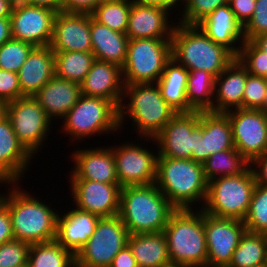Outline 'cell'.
<instances>
[{
  "instance_id": "3957f363",
  "label": "cell",
  "mask_w": 267,
  "mask_h": 267,
  "mask_svg": "<svg viewBox=\"0 0 267 267\" xmlns=\"http://www.w3.org/2000/svg\"><path fill=\"white\" fill-rule=\"evenodd\" d=\"M175 210L155 183L121 188L118 216L129 234L163 232Z\"/></svg>"
},
{
  "instance_id": "44dd1931",
  "label": "cell",
  "mask_w": 267,
  "mask_h": 267,
  "mask_svg": "<svg viewBox=\"0 0 267 267\" xmlns=\"http://www.w3.org/2000/svg\"><path fill=\"white\" fill-rule=\"evenodd\" d=\"M169 13L168 8L145 6L132 0L126 35L129 39H171L177 23H173L175 19L169 21Z\"/></svg>"
},
{
  "instance_id": "e0dca14e",
  "label": "cell",
  "mask_w": 267,
  "mask_h": 267,
  "mask_svg": "<svg viewBox=\"0 0 267 267\" xmlns=\"http://www.w3.org/2000/svg\"><path fill=\"white\" fill-rule=\"evenodd\" d=\"M68 181L71 186V197L74 198L72 205L101 218L118 215L121 191L119 183H100L90 180Z\"/></svg>"
},
{
  "instance_id": "91938a15",
  "label": "cell",
  "mask_w": 267,
  "mask_h": 267,
  "mask_svg": "<svg viewBox=\"0 0 267 267\" xmlns=\"http://www.w3.org/2000/svg\"><path fill=\"white\" fill-rule=\"evenodd\" d=\"M124 0H99V3H103V2H121Z\"/></svg>"
},
{
  "instance_id": "f1b7e54d",
  "label": "cell",
  "mask_w": 267,
  "mask_h": 267,
  "mask_svg": "<svg viewBox=\"0 0 267 267\" xmlns=\"http://www.w3.org/2000/svg\"><path fill=\"white\" fill-rule=\"evenodd\" d=\"M90 34L95 60L111 62L122 68L127 56L128 36L100 24L91 14Z\"/></svg>"
},
{
  "instance_id": "f546056e",
  "label": "cell",
  "mask_w": 267,
  "mask_h": 267,
  "mask_svg": "<svg viewBox=\"0 0 267 267\" xmlns=\"http://www.w3.org/2000/svg\"><path fill=\"white\" fill-rule=\"evenodd\" d=\"M128 245L138 267H172L163 232L130 234Z\"/></svg>"
},
{
  "instance_id": "8d00e7d4",
  "label": "cell",
  "mask_w": 267,
  "mask_h": 267,
  "mask_svg": "<svg viewBox=\"0 0 267 267\" xmlns=\"http://www.w3.org/2000/svg\"><path fill=\"white\" fill-rule=\"evenodd\" d=\"M131 4L132 0L99 3L91 17L112 30L126 34Z\"/></svg>"
},
{
  "instance_id": "be15d7a7",
  "label": "cell",
  "mask_w": 267,
  "mask_h": 267,
  "mask_svg": "<svg viewBox=\"0 0 267 267\" xmlns=\"http://www.w3.org/2000/svg\"><path fill=\"white\" fill-rule=\"evenodd\" d=\"M74 267H84V266H80V265H77L76 263L74 264Z\"/></svg>"
},
{
  "instance_id": "cb8c5ba5",
  "label": "cell",
  "mask_w": 267,
  "mask_h": 267,
  "mask_svg": "<svg viewBox=\"0 0 267 267\" xmlns=\"http://www.w3.org/2000/svg\"><path fill=\"white\" fill-rule=\"evenodd\" d=\"M61 215L58 214L55 240L76 256L93 235L101 217L77 207Z\"/></svg>"
},
{
  "instance_id": "6da1fadb",
  "label": "cell",
  "mask_w": 267,
  "mask_h": 267,
  "mask_svg": "<svg viewBox=\"0 0 267 267\" xmlns=\"http://www.w3.org/2000/svg\"><path fill=\"white\" fill-rule=\"evenodd\" d=\"M8 185L12 189L0 194V199L9 209L14 238L30 245L55 240L59 212L41 202L40 197H33L32 193L20 189L18 183Z\"/></svg>"
},
{
  "instance_id": "680465c9",
  "label": "cell",
  "mask_w": 267,
  "mask_h": 267,
  "mask_svg": "<svg viewBox=\"0 0 267 267\" xmlns=\"http://www.w3.org/2000/svg\"><path fill=\"white\" fill-rule=\"evenodd\" d=\"M261 110L267 116V85H266L265 101Z\"/></svg>"
},
{
  "instance_id": "9c48e42d",
  "label": "cell",
  "mask_w": 267,
  "mask_h": 267,
  "mask_svg": "<svg viewBox=\"0 0 267 267\" xmlns=\"http://www.w3.org/2000/svg\"><path fill=\"white\" fill-rule=\"evenodd\" d=\"M171 58V39H129L122 67L124 84L156 83Z\"/></svg>"
},
{
  "instance_id": "52a82bcc",
  "label": "cell",
  "mask_w": 267,
  "mask_h": 267,
  "mask_svg": "<svg viewBox=\"0 0 267 267\" xmlns=\"http://www.w3.org/2000/svg\"><path fill=\"white\" fill-rule=\"evenodd\" d=\"M256 184L250 166L241 174L210 180L201 209L212 216L243 221Z\"/></svg>"
},
{
  "instance_id": "ac0fdd59",
  "label": "cell",
  "mask_w": 267,
  "mask_h": 267,
  "mask_svg": "<svg viewBox=\"0 0 267 267\" xmlns=\"http://www.w3.org/2000/svg\"><path fill=\"white\" fill-rule=\"evenodd\" d=\"M228 149H234L228 116L225 113L199 111L197 144L196 151H192V160L203 164L210 155Z\"/></svg>"
},
{
  "instance_id": "ee69618b",
  "label": "cell",
  "mask_w": 267,
  "mask_h": 267,
  "mask_svg": "<svg viewBox=\"0 0 267 267\" xmlns=\"http://www.w3.org/2000/svg\"><path fill=\"white\" fill-rule=\"evenodd\" d=\"M245 40L267 33V0H256L255 10L243 26Z\"/></svg>"
},
{
  "instance_id": "c3c4849f",
  "label": "cell",
  "mask_w": 267,
  "mask_h": 267,
  "mask_svg": "<svg viewBox=\"0 0 267 267\" xmlns=\"http://www.w3.org/2000/svg\"><path fill=\"white\" fill-rule=\"evenodd\" d=\"M99 0H63L61 11L91 14Z\"/></svg>"
},
{
  "instance_id": "8992f818",
  "label": "cell",
  "mask_w": 267,
  "mask_h": 267,
  "mask_svg": "<svg viewBox=\"0 0 267 267\" xmlns=\"http://www.w3.org/2000/svg\"><path fill=\"white\" fill-rule=\"evenodd\" d=\"M172 267H207L202 209L175 210L163 230Z\"/></svg>"
},
{
  "instance_id": "4fadbf2b",
  "label": "cell",
  "mask_w": 267,
  "mask_h": 267,
  "mask_svg": "<svg viewBox=\"0 0 267 267\" xmlns=\"http://www.w3.org/2000/svg\"><path fill=\"white\" fill-rule=\"evenodd\" d=\"M198 125L199 111L177 113L154 138L142 139L157 144L158 157L192 159V151H196Z\"/></svg>"
},
{
  "instance_id": "7bdbcfd3",
  "label": "cell",
  "mask_w": 267,
  "mask_h": 267,
  "mask_svg": "<svg viewBox=\"0 0 267 267\" xmlns=\"http://www.w3.org/2000/svg\"><path fill=\"white\" fill-rule=\"evenodd\" d=\"M267 80L262 76L247 75L243 93V109H261L265 101Z\"/></svg>"
},
{
  "instance_id": "7dc6e473",
  "label": "cell",
  "mask_w": 267,
  "mask_h": 267,
  "mask_svg": "<svg viewBox=\"0 0 267 267\" xmlns=\"http://www.w3.org/2000/svg\"><path fill=\"white\" fill-rule=\"evenodd\" d=\"M15 239L7 205L0 199V245Z\"/></svg>"
},
{
  "instance_id": "9f6ffc18",
  "label": "cell",
  "mask_w": 267,
  "mask_h": 267,
  "mask_svg": "<svg viewBox=\"0 0 267 267\" xmlns=\"http://www.w3.org/2000/svg\"><path fill=\"white\" fill-rule=\"evenodd\" d=\"M261 51L267 53V33L256 36L251 40Z\"/></svg>"
},
{
  "instance_id": "8fae6325",
  "label": "cell",
  "mask_w": 267,
  "mask_h": 267,
  "mask_svg": "<svg viewBox=\"0 0 267 267\" xmlns=\"http://www.w3.org/2000/svg\"><path fill=\"white\" fill-rule=\"evenodd\" d=\"M6 117L24 148L33 157L41 152L39 149L45 144L52 121L36 99L33 96H23L7 103Z\"/></svg>"
},
{
  "instance_id": "6125c7cd",
  "label": "cell",
  "mask_w": 267,
  "mask_h": 267,
  "mask_svg": "<svg viewBox=\"0 0 267 267\" xmlns=\"http://www.w3.org/2000/svg\"><path fill=\"white\" fill-rule=\"evenodd\" d=\"M255 267H267V263Z\"/></svg>"
},
{
  "instance_id": "2e32d148",
  "label": "cell",
  "mask_w": 267,
  "mask_h": 267,
  "mask_svg": "<svg viewBox=\"0 0 267 267\" xmlns=\"http://www.w3.org/2000/svg\"><path fill=\"white\" fill-rule=\"evenodd\" d=\"M56 13L47 7L22 2L14 4L10 16L12 38L34 47L49 46Z\"/></svg>"
},
{
  "instance_id": "4dcf8cb0",
  "label": "cell",
  "mask_w": 267,
  "mask_h": 267,
  "mask_svg": "<svg viewBox=\"0 0 267 267\" xmlns=\"http://www.w3.org/2000/svg\"><path fill=\"white\" fill-rule=\"evenodd\" d=\"M189 71L173 58L165 65L163 74L156 82L163 99L177 112L189 113L193 110L186 99V85Z\"/></svg>"
},
{
  "instance_id": "484cf974",
  "label": "cell",
  "mask_w": 267,
  "mask_h": 267,
  "mask_svg": "<svg viewBox=\"0 0 267 267\" xmlns=\"http://www.w3.org/2000/svg\"><path fill=\"white\" fill-rule=\"evenodd\" d=\"M248 71L237 58L215 78V96L209 112L226 113L242 108Z\"/></svg>"
},
{
  "instance_id": "bcb514c9",
  "label": "cell",
  "mask_w": 267,
  "mask_h": 267,
  "mask_svg": "<svg viewBox=\"0 0 267 267\" xmlns=\"http://www.w3.org/2000/svg\"><path fill=\"white\" fill-rule=\"evenodd\" d=\"M229 5L236 19L244 26L253 15L256 0H232Z\"/></svg>"
},
{
  "instance_id": "4316f807",
  "label": "cell",
  "mask_w": 267,
  "mask_h": 267,
  "mask_svg": "<svg viewBox=\"0 0 267 267\" xmlns=\"http://www.w3.org/2000/svg\"><path fill=\"white\" fill-rule=\"evenodd\" d=\"M81 96V85L54 75L33 97L53 121L63 120Z\"/></svg>"
},
{
  "instance_id": "9a60e30c",
  "label": "cell",
  "mask_w": 267,
  "mask_h": 267,
  "mask_svg": "<svg viewBox=\"0 0 267 267\" xmlns=\"http://www.w3.org/2000/svg\"><path fill=\"white\" fill-rule=\"evenodd\" d=\"M207 267H228L238 247L245 224L241 220L212 216L204 212Z\"/></svg>"
},
{
  "instance_id": "f35d334b",
  "label": "cell",
  "mask_w": 267,
  "mask_h": 267,
  "mask_svg": "<svg viewBox=\"0 0 267 267\" xmlns=\"http://www.w3.org/2000/svg\"><path fill=\"white\" fill-rule=\"evenodd\" d=\"M34 46L10 39L0 46V69L18 73Z\"/></svg>"
},
{
  "instance_id": "f5cc1de1",
  "label": "cell",
  "mask_w": 267,
  "mask_h": 267,
  "mask_svg": "<svg viewBox=\"0 0 267 267\" xmlns=\"http://www.w3.org/2000/svg\"><path fill=\"white\" fill-rule=\"evenodd\" d=\"M21 2L29 5L47 7L59 12L61 11L63 0H21Z\"/></svg>"
},
{
  "instance_id": "f907efd6",
  "label": "cell",
  "mask_w": 267,
  "mask_h": 267,
  "mask_svg": "<svg viewBox=\"0 0 267 267\" xmlns=\"http://www.w3.org/2000/svg\"><path fill=\"white\" fill-rule=\"evenodd\" d=\"M110 267H138L136 259L128 244L114 257Z\"/></svg>"
},
{
  "instance_id": "83f0119b",
  "label": "cell",
  "mask_w": 267,
  "mask_h": 267,
  "mask_svg": "<svg viewBox=\"0 0 267 267\" xmlns=\"http://www.w3.org/2000/svg\"><path fill=\"white\" fill-rule=\"evenodd\" d=\"M17 74L22 94L34 96L55 75L52 48L34 47Z\"/></svg>"
},
{
  "instance_id": "6f0895ef",
  "label": "cell",
  "mask_w": 267,
  "mask_h": 267,
  "mask_svg": "<svg viewBox=\"0 0 267 267\" xmlns=\"http://www.w3.org/2000/svg\"><path fill=\"white\" fill-rule=\"evenodd\" d=\"M6 117V103L0 101V121Z\"/></svg>"
},
{
  "instance_id": "b9f144b4",
  "label": "cell",
  "mask_w": 267,
  "mask_h": 267,
  "mask_svg": "<svg viewBox=\"0 0 267 267\" xmlns=\"http://www.w3.org/2000/svg\"><path fill=\"white\" fill-rule=\"evenodd\" d=\"M30 244L13 239L0 245V267L27 265Z\"/></svg>"
},
{
  "instance_id": "e575fe53",
  "label": "cell",
  "mask_w": 267,
  "mask_h": 267,
  "mask_svg": "<svg viewBox=\"0 0 267 267\" xmlns=\"http://www.w3.org/2000/svg\"><path fill=\"white\" fill-rule=\"evenodd\" d=\"M75 256L56 240L31 244L28 267H74Z\"/></svg>"
},
{
  "instance_id": "60d3db41",
  "label": "cell",
  "mask_w": 267,
  "mask_h": 267,
  "mask_svg": "<svg viewBox=\"0 0 267 267\" xmlns=\"http://www.w3.org/2000/svg\"><path fill=\"white\" fill-rule=\"evenodd\" d=\"M236 58L249 74L262 77L267 74V53L261 51L251 40H245Z\"/></svg>"
},
{
  "instance_id": "836d02e7",
  "label": "cell",
  "mask_w": 267,
  "mask_h": 267,
  "mask_svg": "<svg viewBox=\"0 0 267 267\" xmlns=\"http://www.w3.org/2000/svg\"><path fill=\"white\" fill-rule=\"evenodd\" d=\"M55 75L81 84L95 61L92 52H54Z\"/></svg>"
},
{
  "instance_id": "f6af8a7d",
  "label": "cell",
  "mask_w": 267,
  "mask_h": 267,
  "mask_svg": "<svg viewBox=\"0 0 267 267\" xmlns=\"http://www.w3.org/2000/svg\"><path fill=\"white\" fill-rule=\"evenodd\" d=\"M23 96L18 74L0 69V101L7 104Z\"/></svg>"
},
{
  "instance_id": "ab89813d",
  "label": "cell",
  "mask_w": 267,
  "mask_h": 267,
  "mask_svg": "<svg viewBox=\"0 0 267 267\" xmlns=\"http://www.w3.org/2000/svg\"><path fill=\"white\" fill-rule=\"evenodd\" d=\"M227 3V0H183V12L181 10L182 15L178 22L184 25H197L215 9Z\"/></svg>"
},
{
  "instance_id": "5b68a950",
  "label": "cell",
  "mask_w": 267,
  "mask_h": 267,
  "mask_svg": "<svg viewBox=\"0 0 267 267\" xmlns=\"http://www.w3.org/2000/svg\"><path fill=\"white\" fill-rule=\"evenodd\" d=\"M122 98L119 106L120 130L122 132L123 123L130 118L140 139L154 138L177 114L163 99L156 83L124 84ZM124 100L128 101L127 104Z\"/></svg>"
},
{
  "instance_id": "db71d44e",
  "label": "cell",
  "mask_w": 267,
  "mask_h": 267,
  "mask_svg": "<svg viewBox=\"0 0 267 267\" xmlns=\"http://www.w3.org/2000/svg\"><path fill=\"white\" fill-rule=\"evenodd\" d=\"M12 39L10 18H0V46Z\"/></svg>"
},
{
  "instance_id": "7c38bea8",
  "label": "cell",
  "mask_w": 267,
  "mask_h": 267,
  "mask_svg": "<svg viewBox=\"0 0 267 267\" xmlns=\"http://www.w3.org/2000/svg\"><path fill=\"white\" fill-rule=\"evenodd\" d=\"M121 144L111 145L120 187L154 184L157 175L158 147H155L157 151L154 153L142 147L141 143Z\"/></svg>"
},
{
  "instance_id": "ba28073f",
  "label": "cell",
  "mask_w": 267,
  "mask_h": 267,
  "mask_svg": "<svg viewBox=\"0 0 267 267\" xmlns=\"http://www.w3.org/2000/svg\"><path fill=\"white\" fill-rule=\"evenodd\" d=\"M63 119L62 131L65 130L76 143L92 135L114 134L120 130L119 108L112 101L100 97L81 95Z\"/></svg>"
},
{
  "instance_id": "5bb4252c",
  "label": "cell",
  "mask_w": 267,
  "mask_h": 267,
  "mask_svg": "<svg viewBox=\"0 0 267 267\" xmlns=\"http://www.w3.org/2000/svg\"><path fill=\"white\" fill-rule=\"evenodd\" d=\"M230 121L234 148L248 161L267 151V116L261 109H235L225 113Z\"/></svg>"
},
{
  "instance_id": "681fc988",
  "label": "cell",
  "mask_w": 267,
  "mask_h": 267,
  "mask_svg": "<svg viewBox=\"0 0 267 267\" xmlns=\"http://www.w3.org/2000/svg\"><path fill=\"white\" fill-rule=\"evenodd\" d=\"M257 184L267 186V151L250 162Z\"/></svg>"
},
{
  "instance_id": "7402d4cb",
  "label": "cell",
  "mask_w": 267,
  "mask_h": 267,
  "mask_svg": "<svg viewBox=\"0 0 267 267\" xmlns=\"http://www.w3.org/2000/svg\"><path fill=\"white\" fill-rule=\"evenodd\" d=\"M32 158L34 157L18 141L10 120L3 118L0 121V183L4 186L20 183Z\"/></svg>"
},
{
  "instance_id": "1f68e13d",
  "label": "cell",
  "mask_w": 267,
  "mask_h": 267,
  "mask_svg": "<svg viewBox=\"0 0 267 267\" xmlns=\"http://www.w3.org/2000/svg\"><path fill=\"white\" fill-rule=\"evenodd\" d=\"M215 96V77L203 70H189L186 99L193 111L207 112L212 109Z\"/></svg>"
},
{
  "instance_id": "d590c367",
  "label": "cell",
  "mask_w": 267,
  "mask_h": 267,
  "mask_svg": "<svg viewBox=\"0 0 267 267\" xmlns=\"http://www.w3.org/2000/svg\"><path fill=\"white\" fill-rule=\"evenodd\" d=\"M250 166L240 152L234 149L212 154L203 163V170L208 181L225 176L241 174Z\"/></svg>"
},
{
  "instance_id": "277c9868",
  "label": "cell",
  "mask_w": 267,
  "mask_h": 267,
  "mask_svg": "<svg viewBox=\"0 0 267 267\" xmlns=\"http://www.w3.org/2000/svg\"><path fill=\"white\" fill-rule=\"evenodd\" d=\"M172 58L189 70H203L215 78L236 56L221 44L213 42L197 25L177 22L171 37Z\"/></svg>"
},
{
  "instance_id": "603a6c76",
  "label": "cell",
  "mask_w": 267,
  "mask_h": 267,
  "mask_svg": "<svg viewBox=\"0 0 267 267\" xmlns=\"http://www.w3.org/2000/svg\"><path fill=\"white\" fill-rule=\"evenodd\" d=\"M80 85L81 95L110 100L119 108L124 91L122 68L95 60Z\"/></svg>"
},
{
  "instance_id": "ffe728a7",
  "label": "cell",
  "mask_w": 267,
  "mask_h": 267,
  "mask_svg": "<svg viewBox=\"0 0 267 267\" xmlns=\"http://www.w3.org/2000/svg\"><path fill=\"white\" fill-rule=\"evenodd\" d=\"M74 167L70 180H90L100 183H119L111 146L76 149L71 157Z\"/></svg>"
},
{
  "instance_id": "94428289",
  "label": "cell",
  "mask_w": 267,
  "mask_h": 267,
  "mask_svg": "<svg viewBox=\"0 0 267 267\" xmlns=\"http://www.w3.org/2000/svg\"><path fill=\"white\" fill-rule=\"evenodd\" d=\"M12 1L14 4H18L19 2H21V0H10Z\"/></svg>"
},
{
  "instance_id": "74e56055",
  "label": "cell",
  "mask_w": 267,
  "mask_h": 267,
  "mask_svg": "<svg viewBox=\"0 0 267 267\" xmlns=\"http://www.w3.org/2000/svg\"><path fill=\"white\" fill-rule=\"evenodd\" d=\"M243 223L247 231L267 234V186L256 184Z\"/></svg>"
},
{
  "instance_id": "11a10c76",
  "label": "cell",
  "mask_w": 267,
  "mask_h": 267,
  "mask_svg": "<svg viewBox=\"0 0 267 267\" xmlns=\"http://www.w3.org/2000/svg\"><path fill=\"white\" fill-rule=\"evenodd\" d=\"M14 3L10 0H0V18H10Z\"/></svg>"
},
{
  "instance_id": "d4e9b609",
  "label": "cell",
  "mask_w": 267,
  "mask_h": 267,
  "mask_svg": "<svg viewBox=\"0 0 267 267\" xmlns=\"http://www.w3.org/2000/svg\"><path fill=\"white\" fill-rule=\"evenodd\" d=\"M197 26L213 42L223 45L235 56L239 54L241 45L245 42L243 25L234 16L229 3L215 9Z\"/></svg>"
},
{
  "instance_id": "d6986e66",
  "label": "cell",
  "mask_w": 267,
  "mask_h": 267,
  "mask_svg": "<svg viewBox=\"0 0 267 267\" xmlns=\"http://www.w3.org/2000/svg\"><path fill=\"white\" fill-rule=\"evenodd\" d=\"M49 46L54 52H92L90 14L57 12Z\"/></svg>"
},
{
  "instance_id": "7a4b0ae2",
  "label": "cell",
  "mask_w": 267,
  "mask_h": 267,
  "mask_svg": "<svg viewBox=\"0 0 267 267\" xmlns=\"http://www.w3.org/2000/svg\"><path fill=\"white\" fill-rule=\"evenodd\" d=\"M208 182L203 164L192 159L158 157L155 184L176 210L193 209L200 202L198 209H201Z\"/></svg>"
},
{
  "instance_id": "30bf717a",
  "label": "cell",
  "mask_w": 267,
  "mask_h": 267,
  "mask_svg": "<svg viewBox=\"0 0 267 267\" xmlns=\"http://www.w3.org/2000/svg\"><path fill=\"white\" fill-rule=\"evenodd\" d=\"M129 232L116 215L99 219L93 235L75 256L84 267H110L114 257L128 244Z\"/></svg>"
},
{
  "instance_id": "816d5d0a",
  "label": "cell",
  "mask_w": 267,
  "mask_h": 267,
  "mask_svg": "<svg viewBox=\"0 0 267 267\" xmlns=\"http://www.w3.org/2000/svg\"><path fill=\"white\" fill-rule=\"evenodd\" d=\"M138 4L145 5V6H154V7H161V8H168L171 12L174 8H178L180 2L182 3L183 0H133Z\"/></svg>"
},
{
  "instance_id": "d6a6232c",
  "label": "cell",
  "mask_w": 267,
  "mask_h": 267,
  "mask_svg": "<svg viewBox=\"0 0 267 267\" xmlns=\"http://www.w3.org/2000/svg\"><path fill=\"white\" fill-rule=\"evenodd\" d=\"M267 263V234L245 231L228 267H255Z\"/></svg>"
}]
</instances>
